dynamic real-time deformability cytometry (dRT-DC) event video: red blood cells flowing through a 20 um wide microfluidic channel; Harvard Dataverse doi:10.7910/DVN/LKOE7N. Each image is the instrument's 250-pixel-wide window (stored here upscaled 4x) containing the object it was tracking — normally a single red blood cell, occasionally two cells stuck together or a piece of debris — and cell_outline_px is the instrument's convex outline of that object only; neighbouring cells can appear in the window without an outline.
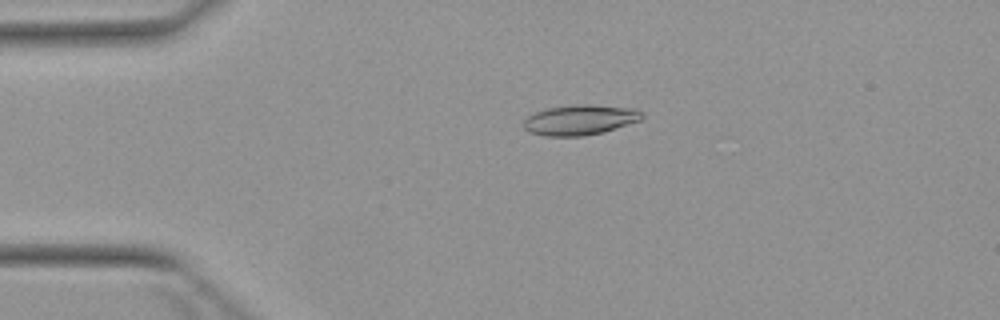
{"species": "Egyptian fruit bat (a non-hibernating species)", "species_latin": "Rousettus aegyptiacus", "temperature_condition": "warm", "stored_images_in_passage": 4, "camera_frame_rate_fps": 3000, "um_per_image_px": 0.085, "animal": {"sex": "female"}, "frame": {"image": 1, "passage_image": 3, "time_ms": 2.333, "image_size_px": [1000, 320], "cell_outline_px": [[644, 116], [640, 120], [600, 132], [584, 136], [548, 136], [528, 132], [524, 128], [524, 120], [528, 116], [536, 112], [548, 108], [576, 104], [592, 104], [636, 108]], "centroid_in_image_um": [49.28, 10.17], "position_along_channel_um": 35.7, "area_um2": 20.63}}